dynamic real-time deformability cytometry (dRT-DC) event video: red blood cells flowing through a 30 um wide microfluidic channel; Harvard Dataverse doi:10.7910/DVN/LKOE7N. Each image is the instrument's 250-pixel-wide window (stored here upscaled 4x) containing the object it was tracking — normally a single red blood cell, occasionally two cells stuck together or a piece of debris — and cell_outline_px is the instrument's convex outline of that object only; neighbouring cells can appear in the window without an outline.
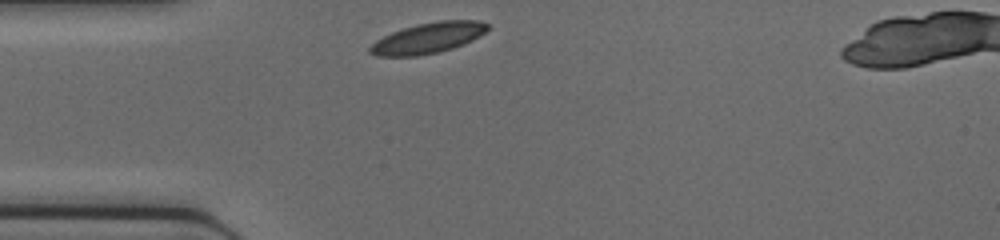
{"species": "common noctule bat (a hibernating species)", "species_latin": "Nyctalus noctula", "temperature_condition": "cold", "stored_images_in_passage": 26, "camera_frame_rate_fps": 3000, "um_per_image_px": 0.085, "animal": {"sex": "female", "body_mass_g": 17.0, "forearm_length_mm": 48.0}, "frame": {"image": 1, "passage_image": 1, "time_ms": 0.0, "image_size_px": [1000, 240], "cell_outline_px": [[488, 28], [480, 36], [464, 44], [440, 52], [416, 56], [376, 56], [368, 52], [368, 48], [376, 40], [392, 32], [416, 24], [440, 20], [480, 20], [488, 24]], "centroid_in_image_um": [36.38, 3.23], "position_along_channel_um": 48.6, "area_um2": 21.04}}
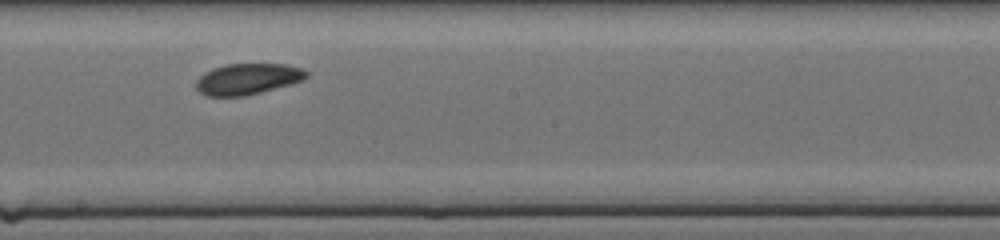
{"frame": {"image": 2, "passage_image": 14, "time_ms": 4.333, "image_size_px": [1000, 240], "cell_outline_px": [[308, 76], [304, 80], [248, 96], [208, 96], [200, 92], [196, 88], [196, 80], [204, 72], [212, 68], [224, 64], [288, 64], [304, 68], [308, 72]], "centroid_in_image_um": [21.07, 6.7], "position_along_channel_um": 227.1, "area_um2": 20.23}}
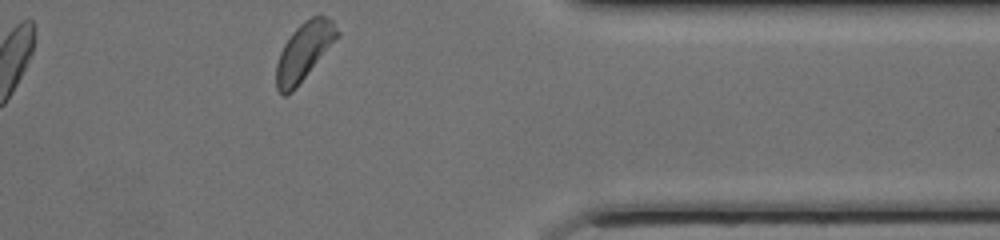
{"frame": {"image": 3, "passage_image": 26, "time_ms": 8.333, "image_size_px": [1000, 240], "cell_outline_px": [[340, 36], [296, 88], [292, 92], [284, 96], [276, 88], [276, 64], [280, 52], [284, 44], [292, 32], [304, 20], [312, 16], [324, 16], [332, 20], [340, 32]], "centroid_in_image_um": [25.85, 4.38], "position_along_channel_um": 385.6, "area_um2": 20.58}}